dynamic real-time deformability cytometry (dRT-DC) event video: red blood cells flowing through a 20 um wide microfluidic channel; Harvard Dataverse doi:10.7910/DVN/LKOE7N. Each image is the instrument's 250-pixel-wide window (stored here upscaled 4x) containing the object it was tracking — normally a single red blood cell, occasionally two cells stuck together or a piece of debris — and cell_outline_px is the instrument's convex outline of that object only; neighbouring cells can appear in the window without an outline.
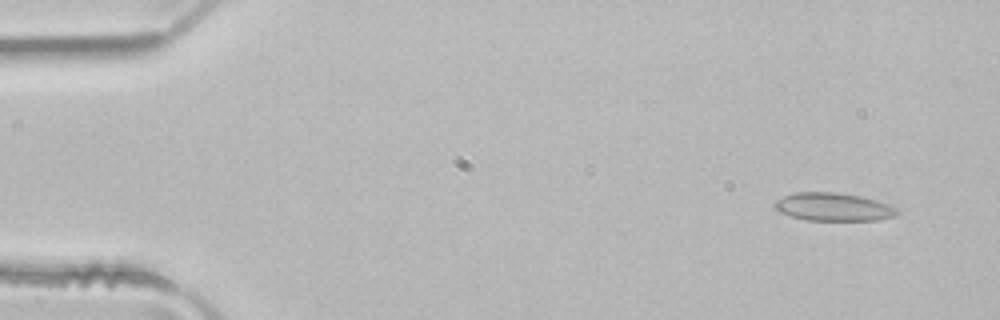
{"species": "common noctule bat (a hibernating species)", "species_latin": "Nyctalus noctula", "temperature_condition": "room temperature", "stored_images_in_passage": 4, "camera_frame_rate_fps": 3000, "um_per_image_px": 0.085, "animal": {"sex": "male", "body_mass_g": 21.5, "forearm_length_mm": 52.0}, "frame": {"image": 1, "passage_image": 1, "time_ms": 0.0, "image_size_px": [1000, 320], "cell_outline_px": [[900, 212], [892, 216], [880, 220], [804, 220], [780, 212], [772, 204], [776, 200], [784, 196], [796, 192], [836, 192], [860, 196], [876, 200], [888, 204], [896, 208]], "centroid_in_image_um": [70.82, 17.58], "position_along_channel_um": 14.2, "area_um2": 19.94}}
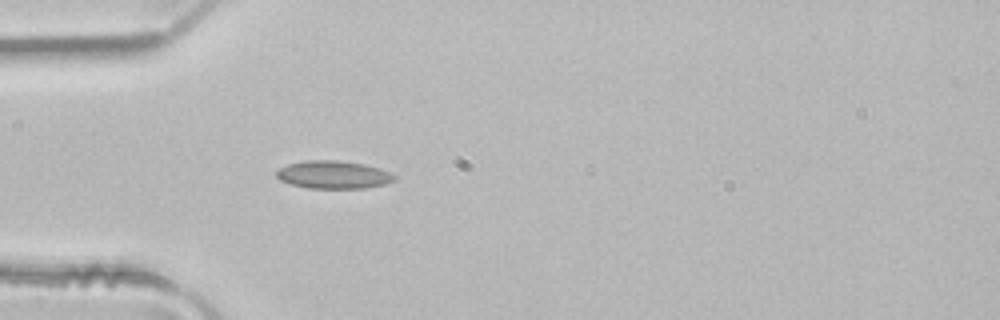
{"frame": {"image": 2, "passage_image": 4, "time_ms": 1.0, "image_size_px": [1000, 320], "cell_outline_px": [[396, 180], [384, 184], [364, 188], [308, 188], [292, 184], [280, 180], [276, 176], [276, 172], [280, 168], [288, 164], [304, 160], [336, 160], [364, 164], [380, 168], [396, 176]], "centroid_in_image_um": [28.34, 14.84], "position_along_channel_um": 56.7, "area_um2": 19.07}}